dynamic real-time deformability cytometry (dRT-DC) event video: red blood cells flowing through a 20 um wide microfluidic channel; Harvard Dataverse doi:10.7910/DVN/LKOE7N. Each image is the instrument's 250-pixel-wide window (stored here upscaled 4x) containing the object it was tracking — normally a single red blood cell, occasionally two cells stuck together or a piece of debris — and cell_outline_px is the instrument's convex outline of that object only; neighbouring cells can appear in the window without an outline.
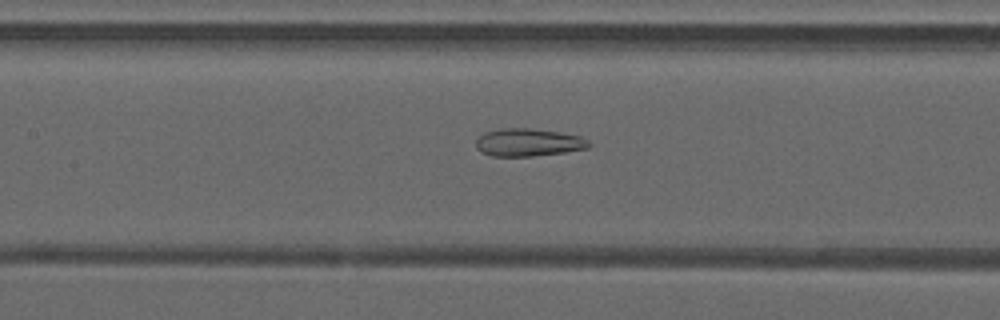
{"species": "common noctule bat (a hibernating species)", "species_latin": "Nyctalus noctula", "temperature_condition": "warm", "stored_images_in_passage": 37, "camera_frame_rate_fps": 3000, "um_per_image_px": 0.085, "animal": {"sex": "male", "forearm_length_mm": 52.5}, "frame": {"image": 1, "passage_image": 11, "time_ms": 3.333, "image_size_px": [1000, 320], "cell_outline_px": [[592, 144], [588, 148], [564, 152], [532, 156], [492, 156], [480, 152], [476, 148], [476, 140], [484, 132], [500, 128], [532, 128], [560, 132], [580, 136], [588, 140]], "centroid_in_image_um": [44.9, 12.1], "position_along_channel_um": 162.5, "area_um2": 18.38}}
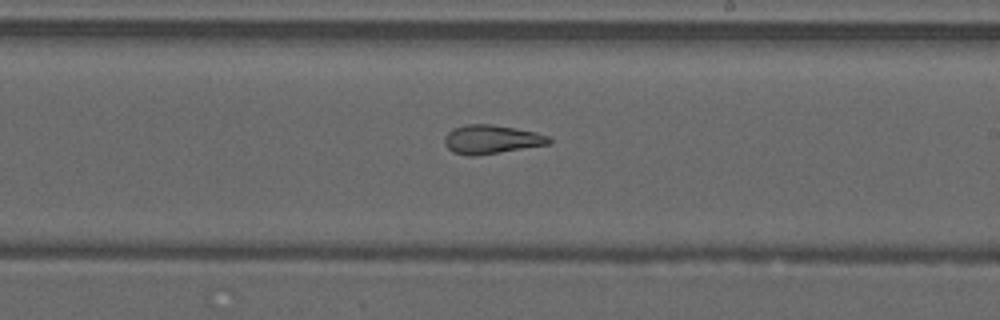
{"frame": {"image": 2, "passage_image": 17, "time_ms": 5.333, "image_size_px": [1000, 320], "cell_outline_px": [[552, 144], [476, 156], [468, 156], [452, 152], [444, 144], [444, 136], [452, 128], [464, 124], [492, 124], [516, 128], [536, 132], [548, 136], [552, 140]], "centroid_in_image_um": [41.76, 11.85], "position_along_channel_um": 247.2, "area_um2": 17.86}}
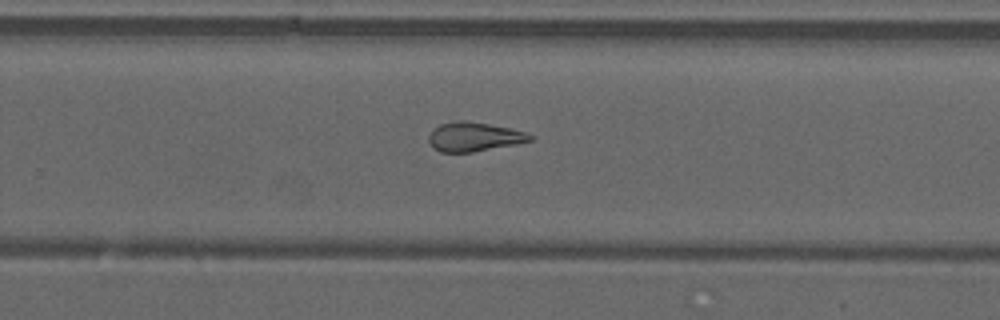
{"frame": {"image": 3, "passage_image": 20, "time_ms": 6.333, "image_size_px": [1000, 320], "cell_outline_px": [[532, 140], [516, 144], [472, 152], [440, 152], [432, 148], [428, 140], [428, 136], [440, 124], [456, 120], [464, 120], [488, 124], [508, 128], [524, 132], [532, 136]], "centroid_in_image_um": [40.25, 11.63], "position_along_channel_um": 289.6, "area_um2": 16.99}, "authors_computed_cell_mechanics": {"area_um2": 18.3226, "velocity_mm_per_s": 4.2492, "shape_relaxation_time_tau1_ms": null, "shape_relaxation_time_tau2_ms": 2.22, "deformation_change_tau1": null, "deformation_change_tau2": 0.1178}}